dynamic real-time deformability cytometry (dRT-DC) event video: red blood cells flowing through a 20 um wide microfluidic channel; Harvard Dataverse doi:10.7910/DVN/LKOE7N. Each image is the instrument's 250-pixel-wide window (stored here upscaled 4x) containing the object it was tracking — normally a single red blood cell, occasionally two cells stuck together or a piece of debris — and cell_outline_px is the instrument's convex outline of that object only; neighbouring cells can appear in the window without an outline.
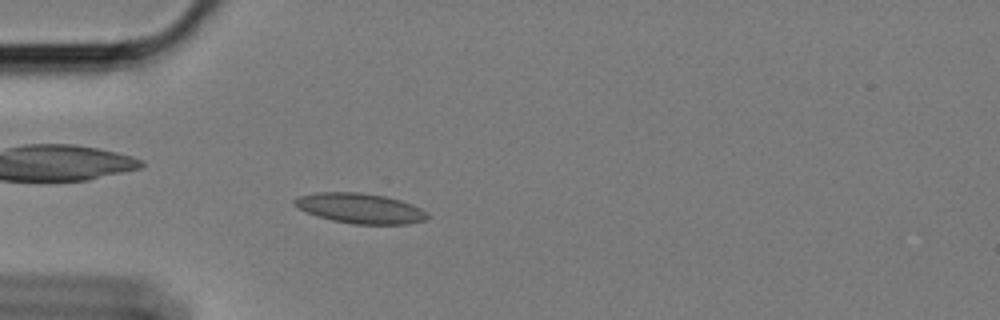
{"species": "Egyptian fruit bat (a non-hibernating species)", "species_latin": "Rousettus aegyptiacus", "temperature_condition": "cold", "stored_images_in_passage": 55, "camera_frame_rate_fps": 3000, "um_per_image_px": 0.085, "animal": {"sex": "female"}, "frame": {"image": 1, "passage_image": 13, "time_ms": 4.0, "image_size_px": [1000, 320], "cell_outline_px": [[432, 216], [428, 220], [408, 224], [352, 224], [332, 220], [316, 216], [292, 204], [292, 200], [300, 196], [316, 192], [360, 192], [384, 196], [400, 200], [412, 204], [428, 212]], "centroid_in_image_um": [30.66, 17.71], "position_along_channel_um": 54.3, "area_um2": 23.52}}
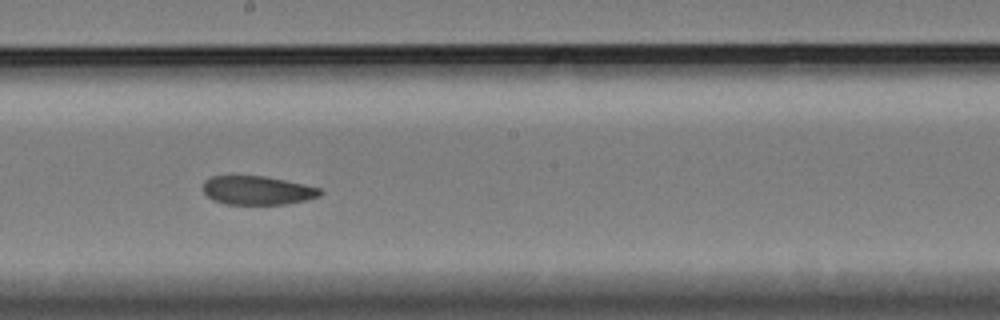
{"frame": {"image": 2, "passage_image": 29, "time_ms": 9.333, "image_size_px": [1000, 320], "cell_outline_px": [[324, 192], [320, 196], [308, 200], [288, 204], [224, 204], [212, 200], [204, 192], [204, 180], [212, 176], [264, 176], [304, 184], [320, 188]], "centroid_in_image_um": [21.91, 16.19], "position_along_channel_um": 226.3, "area_um2": 19.71}}
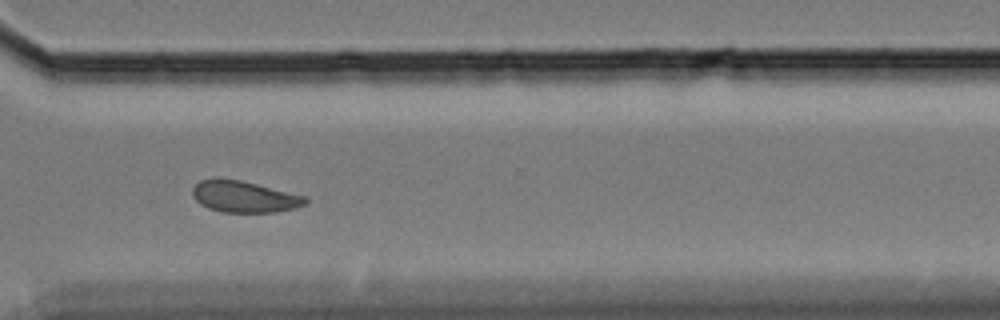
{"frame": {"image": 3, "passage_image": 40, "time_ms": 13.0, "image_size_px": [1000, 320], "cell_outline_px": [[308, 200], [304, 204], [296, 208], [276, 212], [220, 212], [208, 208], [200, 204], [192, 196], [192, 188], [200, 180], [216, 176], [240, 180], [308, 196]], "centroid_in_image_um": [20.73, 16.7], "position_along_channel_um": 349.9, "area_um2": 21.1}, "authors_computed_cell_mechanics": {"area_um2": 21.5016, "velocity_mm_per_s": 3.37, "shape_relaxation_time_tau1_ms": 7.1362, "shape_relaxation_time_tau2_ms": 4.9757, "deformation_change_tau1": 0.1064, "deformation_change_tau2": 0.0899}}